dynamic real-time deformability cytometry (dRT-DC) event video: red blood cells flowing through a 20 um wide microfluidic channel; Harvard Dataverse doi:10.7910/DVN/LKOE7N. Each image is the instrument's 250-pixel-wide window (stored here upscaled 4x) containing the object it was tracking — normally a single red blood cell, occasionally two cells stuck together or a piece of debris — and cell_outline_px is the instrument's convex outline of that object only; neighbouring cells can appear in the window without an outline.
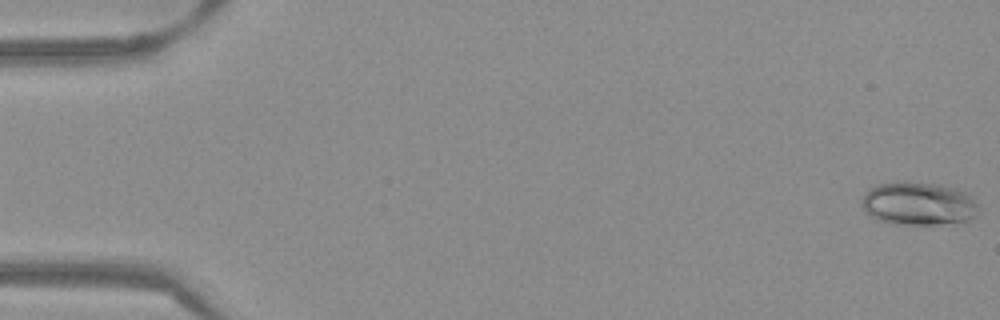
{"species": "Egyptian fruit bat (a non-hibernating species)", "species_latin": "Rousettus aegyptiacus", "temperature_condition": "warm", "stored_images_in_passage": 53, "camera_frame_rate_fps": 3000, "um_per_image_px": 0.085, "frame": {"image": 1, "passage_image": 1, "time_ms": 0.0, "image_size_px": [1000, 320], "cell_outline_px": [[976, 216], [968, 220], [936, 224], [888, 224], [872, 216], [860, 204], [860, 200], [864, 192], [868, 188], [876, 184], [900, 180], [908, 180], [936, 184], [956, 188], [972, 196], [976, 204]], "centroid_in_image_um": [78.0, 17.27], "position_along_channel_um": 7.0, "area_um2": 29.71}}
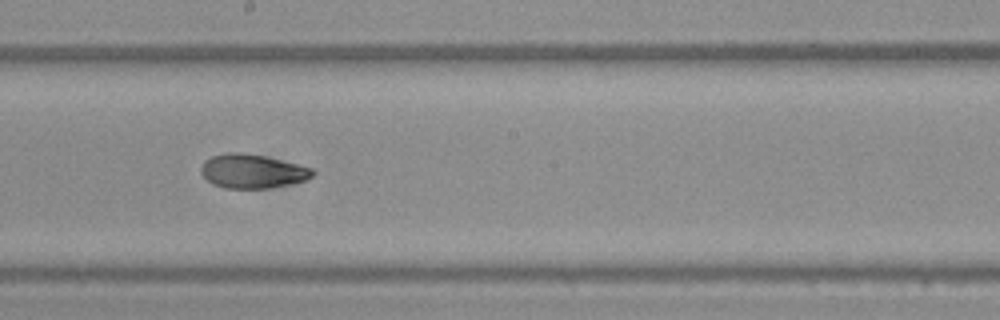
{"frame": {"image": 2, "passage_image": 30, "time_ms": 9.667, "image_size_px": [1000, 320], "cell_outline_px": [[316, 172], [312, 176], [304, 180], [288, 184], [268, 188], [224, 188], [212, 184], [200, 172], [200, 168], [204, 160], [212, 156], [228, 152], [244, 152], [264, 156], [316, 168]], "centroid_in_image_um": [21.45, 14.54], "position_along_channel_um": 226.7, "area_um2": 22.2}}
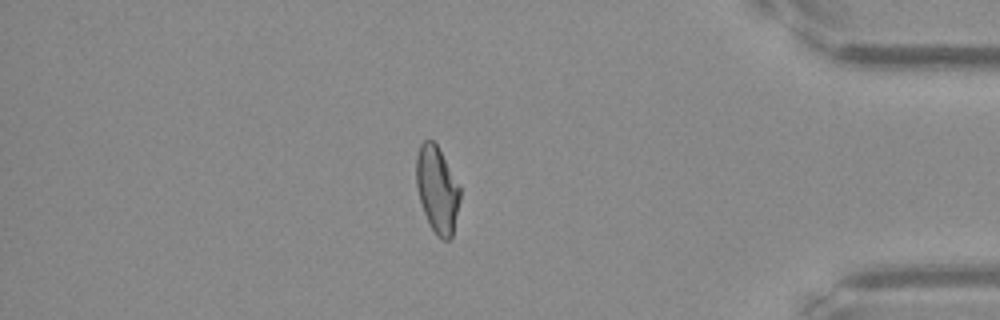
{"frame": {"image": 3, "passage_image": 46, "time_ms": 15.0, "image_size_px": [1000, 320], "cell_outline_px": [[460, 200], [452, 236], [448, 240], [440, 240], [436, 236], [424, 212], [420, 200], [416, 184], [416, 156], [420, 144], [424, 140], [432, 140], [436, 144], [460, 188]], "centroid_in_image_um": [37.15, 16.13], "position_along_channel_um": 398.1, "area_um2": 21.73}, "authors_computed_cell_mechanics": {"area_um2": 22.7154, "velocity_mm_per_s": 3.8534, "shape_relaxation_time_tau1_ms": 5.5323, "shape_relaxation_time_tau2_ms": 1.9119, "deformation_change_tau1": 0.1863, "deformation_change_tau2": 0.0718}}